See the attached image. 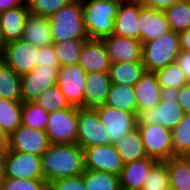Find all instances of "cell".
<instances>
[{
	"mask_svg": "<svg viewBox=\"0 0 190 190\" xmlns=\"http://www.w3.org/2000/svg\"><path fill=\"white\" fill-rule=\"evenodd\" d=\"M42 170L47 185L84 173V151L78 144H50L43 153Z\"/></svg>",
	"mask_w": 190,
	"mask_h": 190,
	"instance_id": "6da1fadb",
	"label": "cell"
},
{
	"mask_svg": "<svg viewBox=\"0 0 190 190\" xmlns=\"http://www.w3.org/2000/svg\"><path fill=\"white\" fill-rule=\"evenodd\" d=\"M82 16V1L72 0L55 14L48 17L53 42L89 39Z\"/></svg>",
	"mask_w": 190,
	"mask_h": 190,
	"instance_id": "7a4b0ae2",
	"label": "cell"
},
{
	"mask_svg": "<svg viewBox=\"0 0 190 190\" xmlns=\"http://www.w3.org/2000/svg\"><path fill=\"white\" fill-rule=\"evenodd\" d=\"M83 4V21L89 39L102 40L112 35L115 17L122 1L81 0Z\"/></svg>",
	"mask_w": 190,
	"mask_h": 190,
	"instance_id": "3957f363",
	"label": "cell"
},
{
	"mask_svg": "<svg viewBox=\"0 0 190 190\" xmlns=\"http://www.w3.org/2000/svg\"><path fill=\"white\" fill-rule=\"evenodd\" d=\"M180 51L179 33L171 31L142 44V63L146 71L156 72L174 63Z\"/></svg>",
	"mask_w": 190,
	"mask_h": 190,
	"instance_id": "277c9868",
	"label": "cell"
},
{
	"mask_svg": "<svg viewBox=\"0 0 190 190\" xmlns=\"http://www.w3.org/2000/svg\"><path fill=\"white\" fill-rule=\"evenodd\" d=\"M78 108L57 110L49 113L45 128L51 144H77Z\"/></svg>",
	"mask_w": 190,
	"mask_h": 190,
	"instance_id": "5b68a950",
	"label": "cell"
},
{
	"mask_svg": "<svg viewBox=\"0 0 190 190\" xmlns=\"http://www.w3.org/2000/svg\"><path fill=\"white\" fill-rule=\"evenodd\" d=\"M184 114L173 93H165L156 107L138 111L137 125L159 124L172 131Z\"/></svg>",
	"mask_w": 190,
	"mask_h": 190,
	"instance_id": "8992f818",
	"label": "cell"
},
{
	"mask_svg": "<svg viewBox=\"0 0 190 190\" xmlns=\"http://www.w3.org/2000/svg\"><path fill=\"white\" fill-rule=\"evenodd\" d=\"M77 144L82 149L111 144L94 108H78Z\"/></svg>",
	"mask_w": 190,
	"mask_h": 190,
	"instance_id": "52a82bcc",
	"label": "cell"
},
{
	"mask_svg": "<svg viewBox=\"0 0 190 190\" xmlns=\"http://www.w3.org/2000/svg\"><path fill=\"white\" fill-rule=\"evenodd\" d=\"M148 157L163 162L172 158V131L159 124L137 125Z\"/></svg>",
	"mask_w": 190,
	"mask_h": 190,
	"instance_id": "ba28073f",
	"label": "cell"
},
{
	"mask_svg": "<svg viewBox=\"0 0 190 190\" xmlns=\"http://www.w3.org/2000/svg\"><path fill=\"white\" fill-rule=\"evenodd\" d=\"M59 67L37 65L33 71L21 75L22 102H34L43 91L55 86Z\"/></svg>",
	"mask_w": 190,
	"mask_h": 190,
	"instance_id": "9c48e42d",
	"label": "cell"
},
{
	"mask_svg": "<svg viewBox=\"0 0 190 190\" xmlns=\"http://www.w3.org/2000/svg\"><path fill=\"white\" fill-rule=\"evenodd\" d=\"M101 124L106 128L111 144L118 142L125 134L137 128L136 114L107 105L94 108Z\"/></svg>",
	"mask_w": 190,
	"mask_h": 190,
	"instance_id": "30bf717a",
	"label": "cell"
},
{
	"mask_svg": "<svg viewBox=\"0 0 190 190\" xmlns=\"http://www.w3.org/2000/svg\"><path fill=\"white\" fill-rule=\"evenodd\" d=\"M39 47L22 39L6 44L0 58L17 74L23 75L37 66Z\"/></svg>",
	"mask_w": 190,
	"mask_h": 190,
	"instance_id": "8fae6325",
	"label": "cell"
},
{
	"mask_svg": "<svg viewBox=\"0 0 190 190\" xmlns=\"http://www.w3.org/2000/svg\"><path fill=\"white\" fill-rule=\"evenodd\" d=\"M84 151V168L120 176L124 163L113 144L87 147Z\"/></svg>",
	"mask_w": 190,
	"mask_h": 190,
	"instance_id": "7c38bea8",
	"label": "cell"
},
{
	"mask_svg": "<svg viewBox=\"0 0 190 190\" xmlns=\"http://www.w3.org/2000/svg\"><path fill=\"white\" fill-rule=\"evenodd\" d=\"M4 177L44 179L41 156L18 151H8L5 159Z\"/></svg>",
	"mask_w": 190,
	"mask_h": 190,
	"instance_id": "4fadbf2b",
	"label": "cell"
},
{
	"mask_svg": "<svg viewBox=\"0 0 190 190\" xmlns=\"http://www.w3.org/2000/svg\"><path fill=\"white\" fill-rule=\"evenodd\" d=\"M50 144L45 130H39L21 124L9 136L8 151H18L42 156Z\"/></svg>",
	"mask_w": 190,
	"mask_h": 190,
	"instance_id": "5bb4252c",
	"label": "cell"
},
{
	"mask_svg": "<svg viewBox=\"0 0 190 190\" xmlns=\"http://www.w3.org/2000/svg\"><path fill=\"white\" fill-rule=\"evenodd\" d=\"M86 72L77 63L60 66L57 85L71 106L83 108Z\"/></svg>",
	"mask_w": 190,
	"mask_h": 190,
	"instance_id": "9a60e30c",
	"label": "cell"
},
{
	"mask_svg": "<svg viewBox=\"0 0 190 190\" xmlns=\"http://www.w3.org/2000/svg\"><path fill=\"white\" fill-rule=\"evenodd\" d=\"M139 41L146 43L171 32L164 10L142 6L139 2Z\"/></svg>",
	"mask_w": 190,
	"mask_h": 190,
	"instance_id": "2e32d148",
	"label": "cell"
},
{
	"mask_svg": "<svg viewBox=\"0 0 190 190\" xmlns=\"http://www.w3.org/2000/svg\"><path fill=\"white\" fill-rule=\"evenodd\" d=\"M111 64L142 62V42L124 36L110 35L102 39Z\"/></svg>",
	"mask_w": 190,
	"mask_h": 190,
	"instance_id": "e0dca14e",
	"label": "cell"
},
{
	"mask_svg": "<svg viewBox=\"0 0 190 190\" xmlns=\"http://www.w3.org/2000/svg\"><path fill=\"white\" fill-rule=\"evenodd\" d=\"M78 64L86 73L107 72L111 66L103 40L89 39L83 44Z\"/></svg>",
	"mask_w": 190,
	"mask_h": 190,
	"instance_id": "ac0fdd59",
	"label": "cell"
},
{
	"mask_svg": "<svg viewBox=\"0 0 190 190\" xmlns=\"http://www.w3.org/2000/svg\"><path fill=\"white\" fill-rule=\"evenodd\" d=\"M111 86L107 72L86 73L83 108H96L105 105Z\"/></svg>",
	"mask_w": 190,
	"mask_h": 190,
	"instance_id": "d6986e66",
	"label": "cell"
},
{
	"mask_svg": "<svg viewBox=\"0 0 190 190\" xmlns=\"http://www.w3.org/2000/svg\"><path fill=\"white\" fill-rule=\"evenodd\" d=\"M159 161L151 157L124 163L119 176L121 190H141L149 176L151 169Z\"/></svg>",
	"mask_w": 190,
	"mask_h": 190,
	"instance_id": "ffe728a7",
	"label": "cell"
},
{
	"mask_svg": "<svg viewBox=\"0 0 190 190\" xmlns=\"http://www.w3.org/2000/svg\"><path fill=\"white\" fill-rule=\"evenodd\" d=\"M133 87L138 111L156 107L165 94L159 86L155 72L145 71L141 79Z\"/></svg>",
	"mask_w": 190,
	"mask_h": 190,
	"instance_id": "44dd1931",
	"label": "cell"
},
{
	"mask_svg": "<svg viewBox=\"0 0 190 190\" xmlns=\"http://www.w3.org/2000/svg\"><path fill=\"white\" fill-rule=\"evenodd\" d=\"M138 15L139 0L122 1L115 17L112 34L139 40Z\"/></svg>",
	"mask_w": 190,
	"mask_h": 190,
	"instance_id": "7402d4cb",
	"label": "cell"
},
{
	"mask_svg": "<svg viewBox=\"0 0 190 190\" xmlns=\"http://www.w3.org/2000/svg\"><path fill=\"white\" fill-rule=\"evenodd\" d=\"M29 14L26 4L0 12V24L6 43L22 39Z\"/></svg>",
	"mask_w": 190,
	"mask_h": 190,
	"instance_id": "603a6c76",
	"label": "cell"
},
{
	"mask_svg": "<svg viewBox=\"0 0 190 190\" xmlns=\"http://www.w3.org/2000/svg\"><path fill=\"white\" fill-rule=\"evenodd\" d=\"M22 40L39 48L52 45L54 42L48 18L30 13L24 26Z\"/></svg>",
	"mask_w": 190,
	"mask_h": 190,
	"instance_id": "cb8c5ba5",
	"label": "cell"
},
{
	"mask_svg": "<svg viewBox=\"0 0 190 190\" xmlns=\"http://www.w3.org/2000/svg\"><path fill=\"white\" fill-rule=\"evenodd\" d=\"M114 146L123 163L138 161L148 157L138 128L125 134Z\"/></svg>",
	"mask_w": 190,
	"mask_h": 190,
	"instance_id": "d4e9b609",
	"label": "cell"
},
{
	"mask_svg": "<svg viewBox=\"0 0 190 190\" xmlns=\"http://www.w3.org/2000/svg\"><path fill=\"white\" fill-rule=\"evenodd\" d=\"M142 62H126L111 64L109 69L111 84L134 86L145 73Z\"/></svg>",
	"mask_w": 190,
	"mask_h": 190,
	"instance_id": "484cf974",
	"label": "cell"
},
{
	"mask_svg": "<svg viewBox=\"0 0 190 190\" xmlns=\"http://www.w3.org/2000/svg\"><path fill=\"white\" fill-rule=\"evenodd\" d=\"M105 105L137 115L138 104L133 86L111 84Z\"/></svg>",
	"mask_w": 190,
	"mask_h": 190,
	"instance_id": "4316f807",
	"label": "cell"
},
{
	"mask_svg": "<svg viewBox=\"0 0 190 190\" xmlns=\"http://www.w3.org/2000/svg\"><path fill=\"white\" fill-rule=\"evenodd\" d=\"M0 98L22 101L21 75L17 74L0 58Z\"/></svg>",
	"mask_w": 190,
	"mask_h": 190,
	"instance_id": "83f0119b",
	"label": "cell"
},
{
	"mask_svg": "<svg viewBox=\"0 0 190 190\" xmlns=\"http://www.w3.org/2000/svg\"><path fill=\"white\" fill-rule=\"evenodd\" d=\"M22 101L0 98V126L10 136L21 125Z\"/></svg>",
	"mask_w": 190,
	"mask_h": 190,
	"instance_id": "f1b7e54d",
	"label": "cell"
},
{
	"mask_svg": "<svg viewBox=\"0 0 190 190\" xmlns=\"http://www.w3.org/2000/svg\"><path fill=\"white\" fill-rule=\"evenodd\" d=\"M169 173V186L177 190H190V168L180 157L175 156L163 161Z\"/></svg>",
	"mask_w": 190,
	"mask_h": 190,
	"instance_id": "f546056e",
	"label": "cell"
},
{
	"mask_svg": "<svg viewBox=\"0 0 190 190\" xmlns=\"http://www.w3.org/2000/svg\"><path fill=\"white\" fill-rule=\"evenodd\" d=\"M159 86L165 93H173L187 84V78L176 62L168 64L156 72Z\"/></svg>",
	"mask_w": 190,
	"mask_h": 190,
	"instance_id": "4dcf8cb0",
	"label": "cell"
},
{
	"mask_svg": "<svg viewBox=\"0 0 190 190\" xmlns=\"http://www.w3.org/2000/svg\"><path fill=\"white\" fill-rule=\"evenodd\" d=\"M86 190H121L119 176L85 169L82 174Z\"/></svg>",
	"mask_w": 190,
	"mask_h": 190,
	"instance_id": "1f68e13d",
	"label": "cell"
},
{
	"mask_svg": "<svg viewBox=\"0 0 190 190\" xmlns=\"http://www.w3.org/2000/svg\"><path fill=\"white\" fill-rule=\"evenodd\" d=\"M170 28L176 33L190 29V0H183L164 10Z\"/></svg>",
	"mask_w": 190,
	"mask_h": 190,
	"instance_id": "d6a6232c",
	"label": "cell"
},
{
	"mask_svg": "<svg viewBox=\"0 0 190 190\" xmlns=\"http://www.w3.org/2000/svg\"><path fill=\"white\" fill-rule=\"evenodd\" d=\"M89 39H72L54 42V50L58 59L59 66L77 64L83 44Z\"/></svg>",
	"mask_w": 190,
	"mask_h": 190,
	"instance_id": "836d02e7",
	"label": "cell"
},
{
	"mask_svg": "<svg viewBox=\"0 0 190 190\" xmlns=\"http://www.w3.org/2000/svg\"><path fill=\"white\" fill-rule=\"evenodd\" d=\"M188 151H190V113H185L172 130V157L181 156Z\"/></svg>",
	"mask_w": 190,
	"mask_h": 190,
	"instance_id": "e575fe53",
	"label": "cell"
},
{
	"mask_svg": "<svg viewBox=\"0 0 190 190\" xmlns=\"http://www.w3.org/2000/svg\"><path fill=\"white\" fill-rule=\"evenodd\" d=\"M49 113L35 102H23L21 124L39 130H45Z\"/></svg>",
	"mask_w": 190,
	"mask_h": 190,
	"instance_id": "d590c367",
	"label": "cell"
},
{
	"mask_svg": "<svg viewBox=\"0 0 190 190\" xmlns=\"http://www.w3.org/2000/svg\"><path fill=\"white\" fill-rule=\"evenodd\" d=\"M34 102L48 113L72 107L57 84L43 91Z\"/></svg>",
	"mask_w": 190,
	"mask_h": 190,
	"instance_id": "8d00e7d4",
	"label": "cell"
},
{
	"mask_svg": "<svg viewBox=\"0 0 190 190\" xmlns=\"http://www.w3.org/2000/svg\"><path fill=\"white\" fill-rule=\"evenodd\" d=\"M72 0H26L30 13L48 18Z\"/></svg>",
	"mask_w": 190,
	"mask_h": 190,
	"instance_id": "74e56055",
	"label": "cell"
},
{
	"mask_svg": "<svg viewBox=\"0 0 190 190\" xmlns=\"http://www.w3.org/2000/svg\"><path fill=\"white\" fill-rule=\"evenodd\" d=\"M169 186V173L164 162H158L150 171L141 190H165Z\"/></svg>",
	"mask_w": 190,
	"mask_h": 190,
	"instance_id": "f35d334b",
	"label": "cell"
},
{
	"mask_svg": "<svg viewBox=\"0 0 190 190\" xmlns=\"http://www.w3.org/2000/svg\"><path fill=\"white\" fill-rule=\"evenodd\" d=\"M0 190H48L44 179H15L4 177Z\"/></svg>",
	"mask_w": 190,
	"mask_h": 190,
	"instance_id": "ab89813d",
	"label": "cell"
},
{
	"mask_svg": "<svg viewBox=\"0 0 190 190\" xmlns=\"http://www.w3.org/2000/svg\"><path fill=\"white\" fill-rule=\"evenodd\" d=\"M48 190H86L83 175L55 180L48 184Z\"/></svg>",
	"mask_w": 190,
	"mask_h": 190,
	"instance_id": "60d3db41",
	"label": "cell"
},
{
	"mask_svg": "<svg viewBox=\"0 0 190 190\" xmlns=\"http://www.w3.org/2000/svg\"><path fill=\"white\" fill-rule=\"evenodd\" d=\"M37 65L46 67L59 66L53 44L39 48Z\"/></svg>",
	"mask_w": 190,
	"mask_h": 190,
	"instance_id": "b9f144b4",
	"label": "cell"
},
{
	"mask_svg": "<svg viewBox=\"0 0 190 190\" xmlns=\"http://www.w3.org/2000/svg\"><path fill=\"white\" fill-rule=\"evenodd\" d=\"M176 101L182 107L184 113H190V83L183 85L180 89L173 92Z\"/></svg>",
	"mask_w": 190,
	"mask_h": 190,
	"instance_id": "7bdbcfd3",
	"label": "cell"
},
{
	"mask_svg": "<svg viewBox=\"0 0 190 190\" xmlns=\"http://www.w3.org/2000/svg\"><path fill=\"white\" fill-rule=\"evenodd\" d=\"M175 62L183 71L187 78V81L190 83V52L180 51Z\"/></svg>",
	"mask_w": 190,
	"mask_h": 190,
	"instance_id": "ee69618b",
	"label": "cell"
},
{
	"mask_svg": "<svg viewBox=\"0 0 190 190\" xmlns=\"http://www.w3.org/2000/svg\"><path fill=\"white\" fill-rule=\"evenodd\" d=\"M183 0H139L140 4L145 7L155 8L158 10H165Z\"/></svg>",
	"mask_w": 190,
	"mask_h": 190,
	"instance_id": "f6af8a7d",
	"label": "cell"
},
{
	"mask_svg": "<svg viewBox=\"0 0 190 190\" xmlns=\"http://www.w3.org/2000/svg\"><path fill=\"white\" fill-rule=\"evenodd\" d=\"M181 51L190 52V29L179 33Z\"/></svg>",
	"mask_w": 190,
	"mask_h": 190,
	"instance_id": "bcb514c9",
	"label": "cell"
},
{
	"mask_svg": "<svg viewBox=\"0 0 190 190\" xmlns=\"http://www.w3.org/2000/svg\"><path fill=\"white\" fill-rule=\"evenodd\" d=\"M25 4L26 0H0V12Z\"/></svg>",
	"mask_w": 190,
	"mask_h": 190,
	"instance_id": "7dc6e473",
	"label": "cell"
},
{
	"mask_svg": "<svg viewBox=\"0 0 190 190\" xmlns=\"http://www.w3.org/2000/svg\"><path fill=\"white\" fill-rule=\"evenodd\" d=\"M8 147H0V186L5 173V159L8 153Z\"/></svg>",
	"mask_w": 190,
	"mask_h": 190,
	"instance_id": "c3c4849f",
	"label": "cell"
},
{
	"mask_svg": "<svg viewBox=\"0 0 190 190\" xmlns=\"http://www.w3.org/2000/svg\"><path fill=\"white\" fill-rule=\"evenodd\" d=\"M8 144H9V136L0 126V147H8Z\"/></svg>",
	"mask_w": 190,
	"mask_h": 190,
	"instance_id": "681fc988",
	"label": "cell"
},
{
	"mask_svg": "<svg viewBox=\"0 0 190 190\" xmlns=\"http://www.w3.org/2000/svg\"><path fill=\"white\" fill-rule=\"evenodd\" d=\"M6 44L7 43H6L5 39H4L2 27H1V24H0V55L3 53Z\"/></svg>",
	"mask_w": 190,
	"mask_h": 190,
	"instance_id": "f907efd6",
	"label": "cell"
},
{
	"mask_svg": "<svg viewBox=\"0 0 190 190\" xmlns=\"http://www.w3.org/2000/svg\"><path fill=\"white\" fill-rule=\"evenodd\" d=\"M180 157L186 162V164L190 168V151L183 153Z\"/></svg>",
	"mask_w": 190,
	"mask_h": 190,
	"instance_id": "816d5d0a",
	"label": "cell"
},
{
	"mask_svg": "<svg viewBox=\"0 0 190 190\" xmlns=\"http://www.w3.org/2000/svg\"><path fill=\"white\" fill-rule=\"evenodd\" d=\"M90 1H100V0H90ZM101 1H124V0H101Z\"/></svg>",
	"mask_w": 190,
	"mask_h": 190,
	"instance_id": "f5cc1de1",
	"label": "cell"
},
{
	"mask_svg": "<svg viewBox=\"0 0 190 190\" xmlns=\"http://www.w3.org/2000/svg\"><path fill=\"white\" fill-rule=\"evenodd\" d=\"M165 190H177V189H176V188H173V187H171V186H168V187L165 188Z\"/></svg>",
	"mask_w": 190,
	"mask_h": 190,
	"instance_id": "db71d44e",
	"label": "cell"
}]
</instances>
